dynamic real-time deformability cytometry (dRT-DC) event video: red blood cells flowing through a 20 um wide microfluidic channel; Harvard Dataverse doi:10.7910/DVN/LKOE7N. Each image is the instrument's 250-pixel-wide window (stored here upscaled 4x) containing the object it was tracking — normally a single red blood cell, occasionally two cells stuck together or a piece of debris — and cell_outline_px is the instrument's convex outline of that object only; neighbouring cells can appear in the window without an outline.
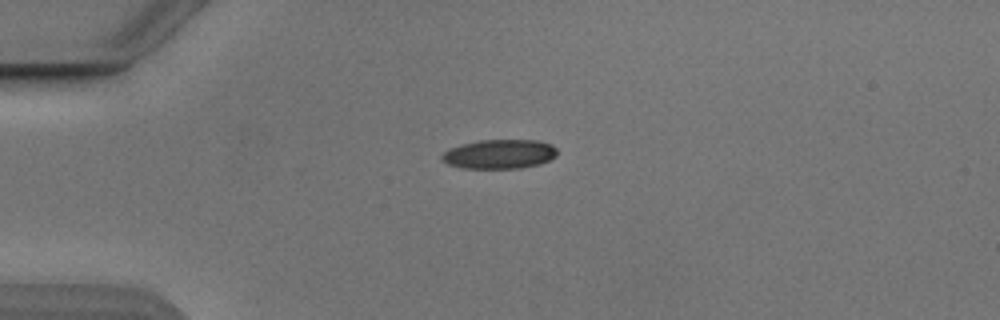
{"species": "Egyptian fruit bat (a non-hibernating species)", "species_latin": "Rousettus aegyptiacus", "temperature_condition": "cold", "stored_images_in_passage": 38, "camera_frame_rate_fps": 3000, "um_per_image_px": 0.085, "animal": {"sex": "male"}, "frame": {"image": 1, "passage_image": 1, "time_ms": 0.0, "image_size_px": [1000, 320], "cell_outline_px": [[556, 156], [540, 164], [520, 168], [464, 168], [448, 164], [440, 160], [440, 156], [448, 148], [460, 144], [480, 140], [536, 140], [552, 144], [556, 148]], "centroid_in_image_um": [42.42, 13.09], "position_along_channel_um": 42.6, "area_um2": 19.77}}
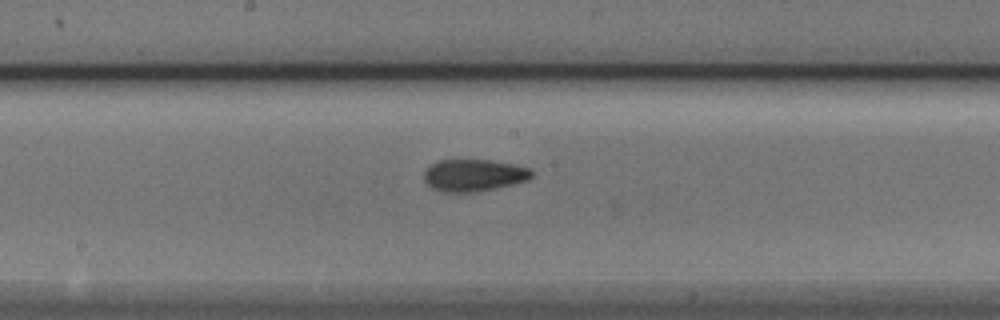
{"frame": {"image": 2, "passage_image": 16, "time_ms": 5.0, "image_size_px": [1000, 320], "cell_outline_px": [[532, 176], [528, 180], [512, 184], [492, 188], [468, 192], [444, 192], [432, 188], [424, 180], [424, 172], [432, 164], [440, 160], [492, 160], [512, 164], [528, 168], [532, 172]], "centroid_in_image_um": [40.25, 14.89], "position_along_channel_um": 207.9, "area_um2": 19.71}}
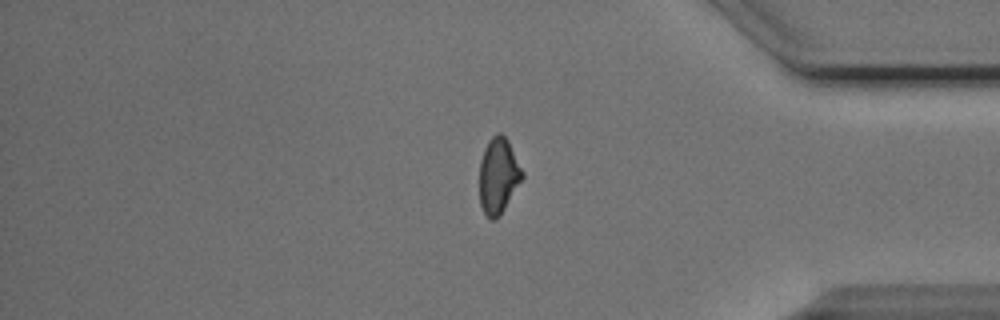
{"frame": {"image": 3, "passage_image": 32, "time_ms": 10.333, "image_size_px": [1000, 320], "cell_outline_px": [[524, 176], [500, 216], [496, 220], [492, 220], [484, 212], [480, 204], [480, 160], [484, 148], [488, 140], [496, 132], [500, 132], [508, 140], [524, 172]], "centroid_in_image_um": [42.36, 14.92], "position_along_channel_um": 392.8, "area_um2": 18.96}}